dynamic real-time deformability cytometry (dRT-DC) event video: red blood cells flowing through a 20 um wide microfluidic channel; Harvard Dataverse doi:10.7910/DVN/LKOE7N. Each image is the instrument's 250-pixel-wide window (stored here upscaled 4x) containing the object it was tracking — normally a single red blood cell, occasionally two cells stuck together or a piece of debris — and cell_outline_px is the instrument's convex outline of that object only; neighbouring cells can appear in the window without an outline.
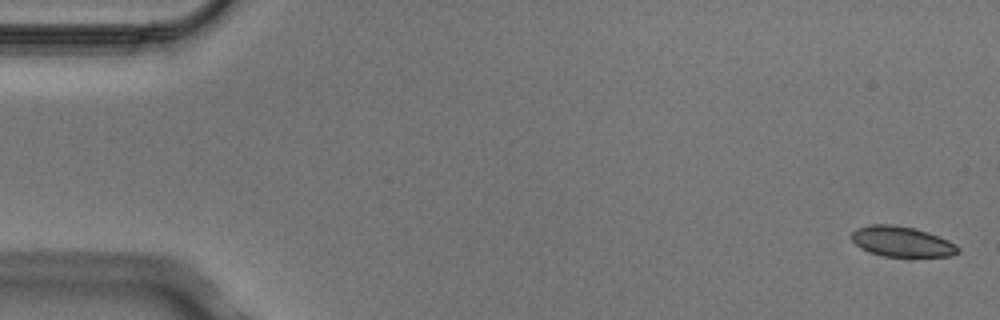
{"species": "Egyptian fruit bat (a non-hibernating species)", "species_latin": "Rousettus aegyptiacus", "temperature_condition": "cold", "stored_images_in_passage": 4, "camera_frame_rate_fps": 3000, "um_per_image_px": 0.085, "animal": {"sex": "male"}, "frame": {"image": 1, "passage_image": 1, "time_ms": 0.0, "image_size_px": [1000, 320], "cell_outline_px": [[960, 252], [952, 256], [884, 256], [860, 248], [852, 240], [852, 232], [856, 228], [872, 224], [888, 224], [912, 228], [928, 232], [948, 240], [956, 244], [960, 248]], "centroid_in_image_um": [76.67, 20.53], "position_along_channel_um": 8.3, "area_um2": 18.61}}
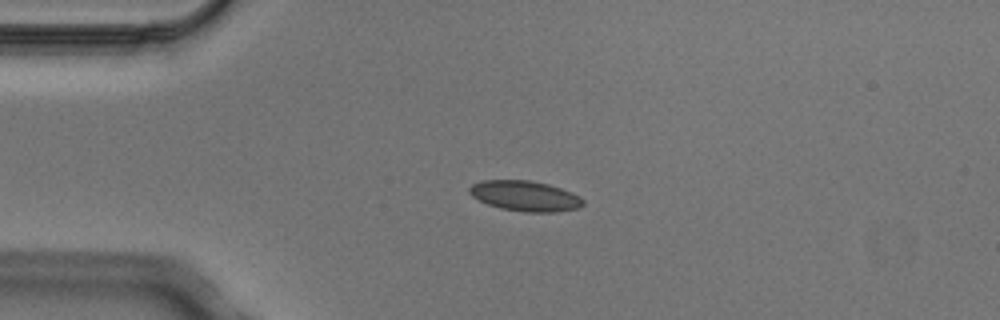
{"frame": {"image": 2, "passage_image": 4, "time_ms": 1.0, "image_size_px": [1000, 320], "cell_outline_px": [[584, 204], [580, 208], [556, 212], [524, 212], [500, 208], [488, 204], [472, 196], [468, 192], [468, 188], [472, 184], [480, 180], [528, 180], [548, 184], [572, 192], [580, 196], [584, 200]], "centroid_in_image_um": [44.64, 16.66], "position_along_channel_um": 40.4, "area_um2": 20.23}}